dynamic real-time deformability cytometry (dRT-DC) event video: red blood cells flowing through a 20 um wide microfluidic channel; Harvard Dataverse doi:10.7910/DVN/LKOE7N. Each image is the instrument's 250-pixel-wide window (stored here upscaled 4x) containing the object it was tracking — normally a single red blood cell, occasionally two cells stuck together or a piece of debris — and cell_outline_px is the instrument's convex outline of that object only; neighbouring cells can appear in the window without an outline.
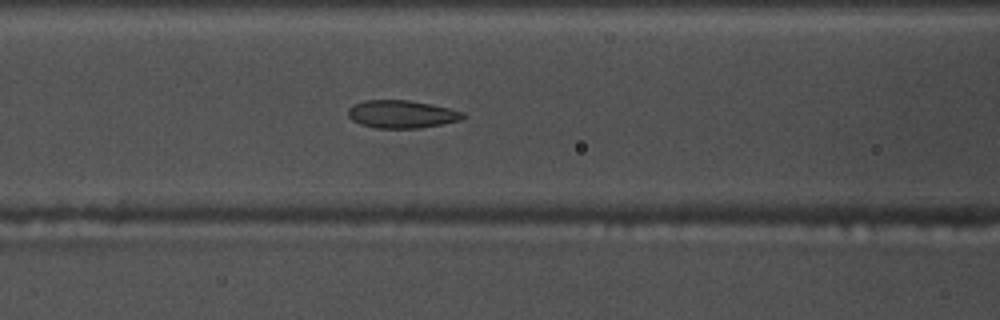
{"species": "common noctule bat (a hibernating species)", "species_latin": "Nyctalus noctula", "temperature_condition": "warm", "stored_images_in_passage": 40, "camera_frame_rate_fps": 3000, "um_per_image_px": 0.085, "animal": {"sex": "male", "body_mass_g": 17.5, "forearm_length_mm": 52.3}, "frame": {"image": 1, "passage_image": 8, "time_ms": 2.333, "image_size_px": [1000, 320], "cell_outline_px": [[468, 116], [460, 120], [444, 124], [420, 128], [376, 128], [360, 124], [352, 120], [348, 116], [348, 108], [352, 104], [364, 100], [408, 100], [448, 108], [464, 112]], "centroid_in_image_um": [34.14, 9.71], "position_along_channel_um": 132.5, "area_um2": 18.73}}
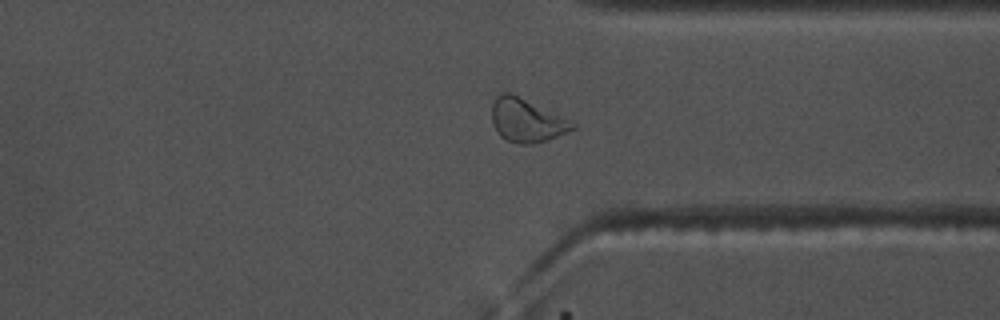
{"frame": {"image": 2, "passage_image": 27, "time_ms": 8.667, "image_size_px": [1000, 320], "cell_outline_px": [[576, 128], [556, 136], [532, 144], [520, 144], [508, 140], [500, 136], [492, 124], [492, 104], [496, 96], [500, 92], [508, 92], [568, 120], [576, 124]], "centroid_in_image_um": [44.7, 10.24], "position_along_channel_um": 366.7, "area_um2": 19.71}}
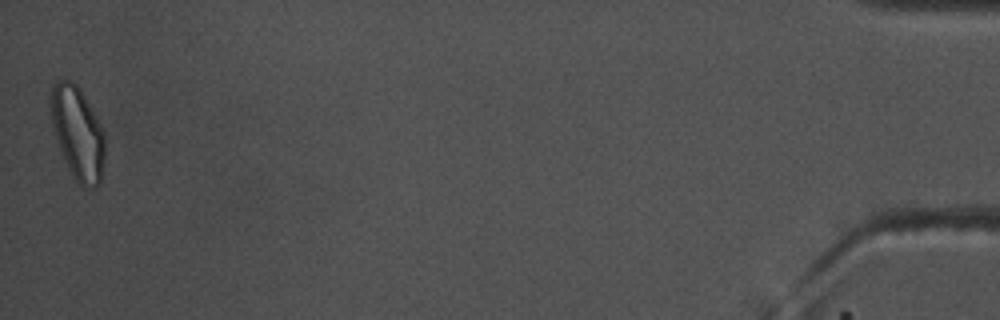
{"frame": {"image": 3, "passage_image": 40, "time_ms": 13.0, "image_size_px": [1000, 320], "cell_outline_px": [[104, 156], [100, 184], [96, 188], [92, 188], [80, 184], [76, 180], [68, 168], [60, 148], [52, 124], [52, 88], [60, 80], [72, 80], [80, 88], [100, 124], [104, 132]], "centroid_in_image_um": [6.63, 11.33], "position_along_channel_um": 428.6, "area_um2": 28.5}, "authors_computed_cell_mechanics": {"area_um2": 19.1029, "velocity_mm_per_s": 3.7158, "shape_relaxation_time_tau1_ms": null, "shape_relaxation_time_tau2_ms": 1.7009, "deformation_change_tau1": null, "deformation_change_tau2": 0.0889}}